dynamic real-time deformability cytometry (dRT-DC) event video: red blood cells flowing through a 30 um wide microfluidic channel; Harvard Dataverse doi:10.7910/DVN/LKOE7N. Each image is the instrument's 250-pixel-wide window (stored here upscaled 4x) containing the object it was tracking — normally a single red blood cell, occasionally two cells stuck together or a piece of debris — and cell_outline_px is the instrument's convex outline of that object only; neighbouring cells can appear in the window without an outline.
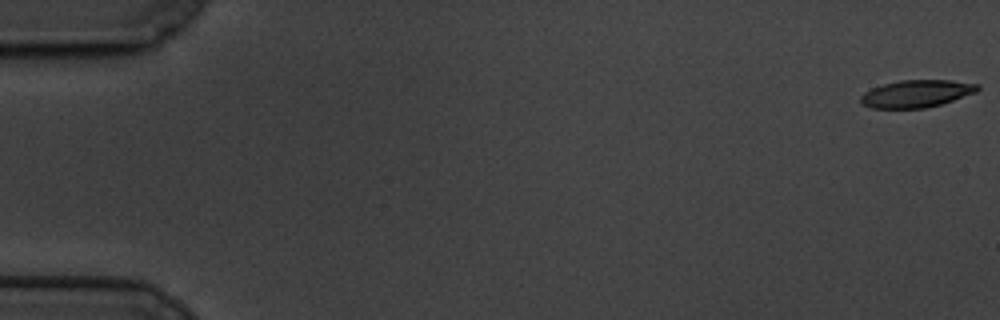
{"species": "common noctule bat (a hibernating species)", "species_latin": "Nyctalus noctula", "temperature_condition": "cold", "stored_images_in_passage": 60, "camera_frame_rate_fps": 3000, "um_per_image_px": 0.085, "animal": {"sex": "male", "body_mass_g": 19.5, "forearm_length_mm": 54.6}, "frame": {"image": 1, "passage_image": 1, "time_ms": 0.0, "image_size_px": [1000, 320], "cell_outline_px": [[980, 88], [976, 92], [940, 104], [924, 108], [872, 108], [864, 104], [860, 100], [860, 96], [864, 92], [872, 88], [884, 84], [900, 80], [952, 80], [980, 84]], "centroid_in_image_um": [77.91, 7.95], "position_along_channel_um": 7.1, "area_um2": 18.5}}
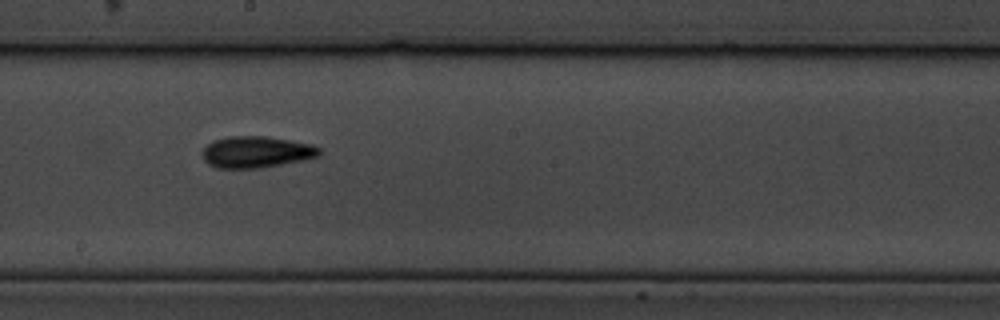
{"frame": {"image": 2, "passage_image": 34, "time_ms": 11.0, "image_size_px": [1000, 320], "cell_outline_px": [[320, 156], [280, 164], [256, 168], [216, 168], [208, 164], [204, 160], [200, 152], [208, 144], [216, 140], [228, 136], [264, 136], [312, 144], [320, 148]], "centroid_in_image_um": [21.75, 12.92], "position_along_channel_um": 226.5, "area_um2": 21.27}}
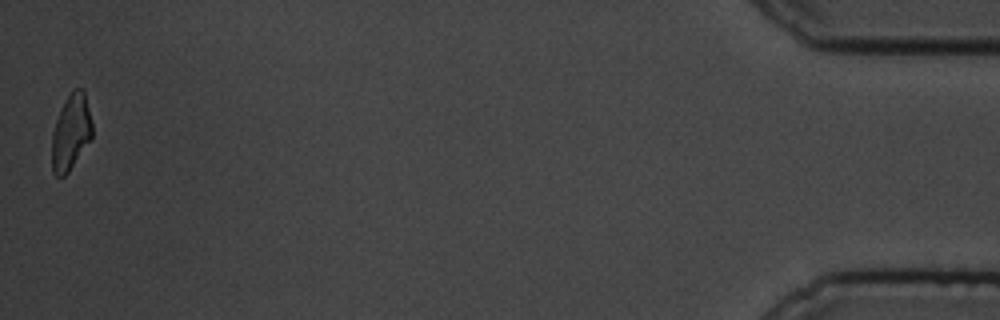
{"frame": {"image": 3, "passage_image": 60, "time_ms": 19.667, "image_size_px": [1000, 320], "cell_outline_px": [[92, 140], [68, 172], [64, 176], [56, 176], [52, 172], [52, 132], [56, 120], [72, 88], [84, 88], [92, 124]], "centroid_in_image_um": [6.04, 11.25], "position_along_channel_um": 429.2, "area_um2": 17.86}, "authors_computed_cell_mechanics": {"area_um2": 19.5942, "velocity_mm_per_s": 3.3693, "shape_relaxation_time_tau1_ms": 3.8172, "shape_relaxation_time_tau2_ms": 5.6916, "deformation_change_tau1": 0.1236, "deformation_change_tau2": 0.1514}}